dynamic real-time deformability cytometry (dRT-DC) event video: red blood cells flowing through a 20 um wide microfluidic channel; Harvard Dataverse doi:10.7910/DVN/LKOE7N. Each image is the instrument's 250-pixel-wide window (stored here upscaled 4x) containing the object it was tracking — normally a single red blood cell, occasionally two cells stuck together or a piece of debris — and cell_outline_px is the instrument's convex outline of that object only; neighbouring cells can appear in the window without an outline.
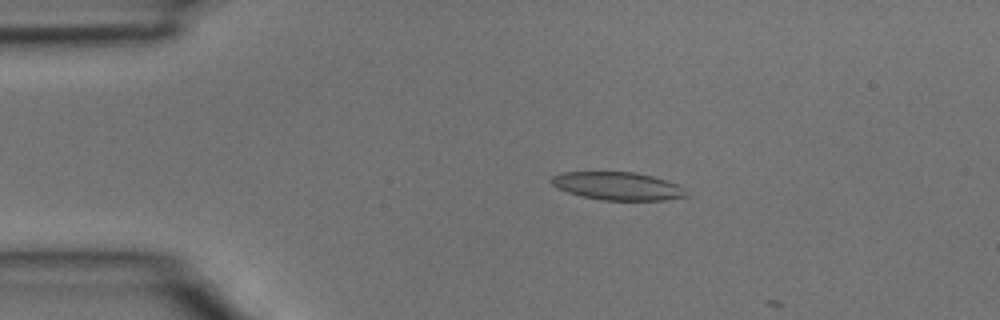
{"species": "common noctule bat (a hibernating species)", "species_latin": "Nyctalus noctula", "temperature_condition": "room temperature", "stored_images_in_passage": 2, "camera_frame_rate_fps": 3000, "um_per_image_px": 0.085, "animal": {"sex": "male", "body_mass_g": 15.6}, "frame": {"image": 1, "passage_image": 1, "time_ms": 0.0, "image_size_px": [1000, 320], "cell_outline_px": [[688, 196], [664, 200], [600, 200], [568, 192], [556, 188], [548, 180], [552, 176], [560, 172], [636, 172], [668, 180], [684, 188]], "centroid_in_image_um": [52.48, 15.81], "position_along_channel_um": 32.5, "area_um2": 22.08}}